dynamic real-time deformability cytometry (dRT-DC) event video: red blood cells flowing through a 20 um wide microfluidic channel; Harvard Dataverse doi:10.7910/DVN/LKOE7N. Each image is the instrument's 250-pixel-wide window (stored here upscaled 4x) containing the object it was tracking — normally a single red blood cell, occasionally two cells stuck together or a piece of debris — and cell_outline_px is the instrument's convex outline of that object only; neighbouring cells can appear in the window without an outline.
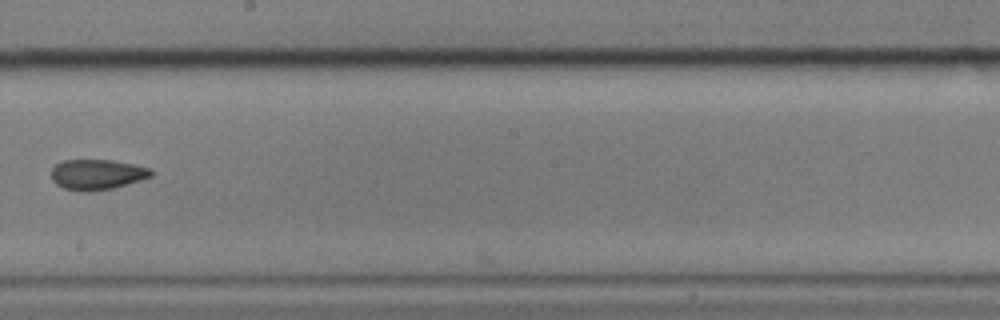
{"species": "common noctule bat (a hibernating species)", "species_latin": "Nyctalus noctula", "temperature_condition": "cold", "stored_images_in_passage": 21, "camera_frame_rate_fps": 3000, "um_per_image_px": 0.085, "animal": {"sex": "male", "body_mass_g": 17.9}, "frame": {"image": 1, "passage_image": 20, "time_ms": 6.333, "image_size_px": [1000, 320], "cell_outline_px": [[152, 176], [140, 180], [112, 188], [88, 192], [64, 188], [56, 184], [52, 180], [52, 168], [56, 164], [64, 160], [112, 160], [152, 168]], "centroid_in_image_um": [8.25, 14.82], "position_along_channel_um": 240.0, "area_um2": 17.51}}